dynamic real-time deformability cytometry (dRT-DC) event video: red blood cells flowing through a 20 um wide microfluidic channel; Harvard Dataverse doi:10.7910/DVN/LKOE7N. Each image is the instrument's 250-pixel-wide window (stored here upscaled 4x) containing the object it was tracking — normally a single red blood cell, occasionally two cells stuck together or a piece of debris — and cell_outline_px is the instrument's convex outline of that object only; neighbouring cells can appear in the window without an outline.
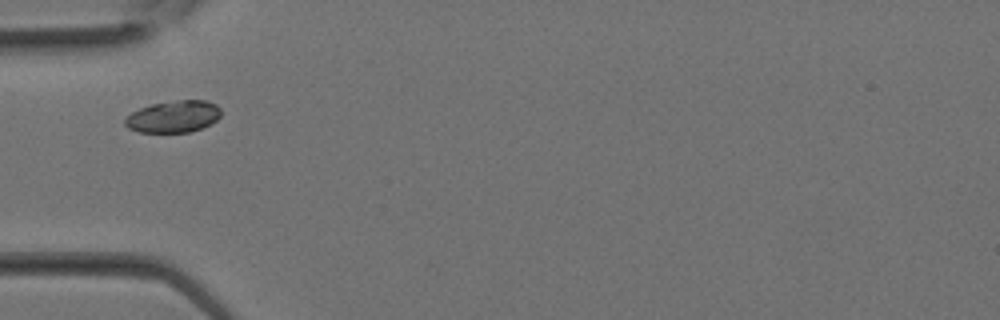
{"species": "Egyptian fruit bat (a non-hibernating species)", "species_latin": "Rousettus aegyptiacus", "temperature_condition": "room temperature", "stored_images_in_passage": 11, "camera_frame_rate_fps": 3000, "um_per_image_px": 0.085, "animal": {"sex": "female"}, "frame": {"image": 1, "passage_image": 1, "time_ms": 0.0, "image_size_px": [1000, 320], "cell_outline_px": [[220, 116], [216, 120], [200, 128], [188, 132], [140, 132], [128, 128], [124, 124], [124, 120], [132, 112], [140, 108], [152, 104], [176, 100], [204, 100], [216, 104], [220, 108]], "centroid_in_image_um": [14.73, 9.9], "position_along_channel_um": 70.3, "area_um2": 17.63}}
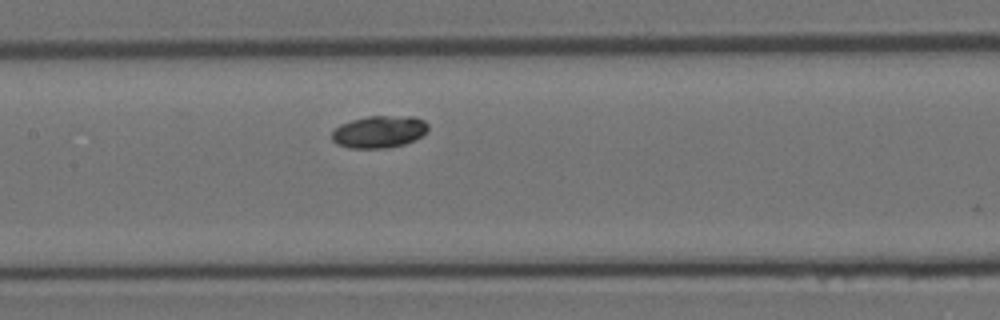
{"frame": {"image": 2, "passage_image": 6, "time_ms": 1.667, "image_size_px": [1000, 320], "cell_outline_px": [[428, 132], [404, 144], [388, 148], [348, 148], [336, 144], [332, 140], [332, 132], [340, 124], [352, 120], [368, 116], [412, 116], [424, 120], [428, 124]], "centroid_in_image_um": [32.22, 11.2], "position_along_channel_um": 175.2, "area_um2": 18.09}}
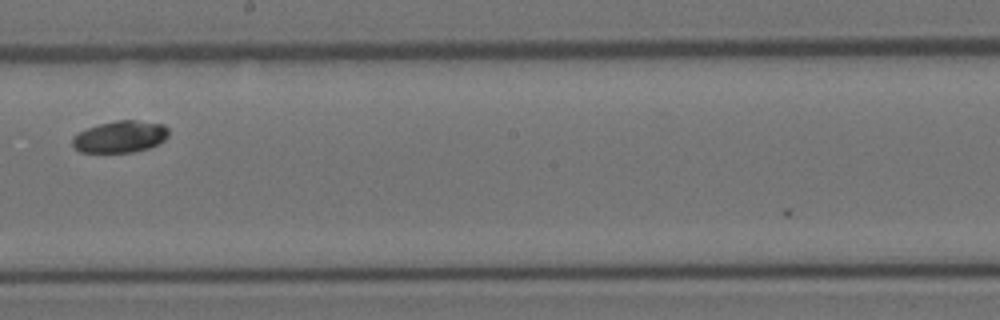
{"frame": {"image": 3, "passage_image": 9, "time_ms": 2.667, "image_size_px": [1000, 320], "cell_outline_px": [[168, 136], [164, 140], [148, 148], [132, 152], [80, 152], [72, 144], [72, 136], [88, 128], [100, 124], [116, 120], [136, 120], [164, 124], [168, 128]], "centroid_in_image_um": [10.22, 11.61], "position_along_channel_um": 238.0, "area_um2": 17.69}}